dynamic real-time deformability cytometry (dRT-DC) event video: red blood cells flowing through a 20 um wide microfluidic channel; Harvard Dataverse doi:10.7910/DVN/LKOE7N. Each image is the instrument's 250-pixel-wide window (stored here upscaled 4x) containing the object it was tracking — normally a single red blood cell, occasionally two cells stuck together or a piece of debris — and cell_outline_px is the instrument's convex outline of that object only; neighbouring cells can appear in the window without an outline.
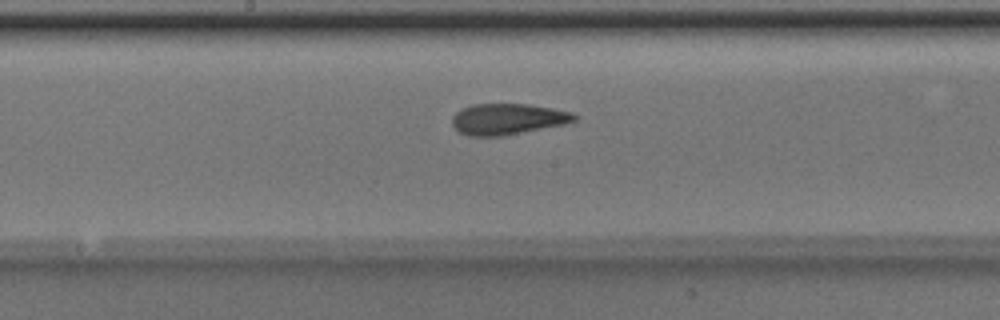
{"species": "Egyptian fruit bat (a non-hibernating species)", "species_latin": "Rousettus aegyptiacus", "temperature_condition": "room temperature", "stored_images_in_passage": 51, "camera_frame_rate_fps": 3000, "um_per_image_px": 0.085, "animal": {"sex": "male"}, "frame": {"image": 1, "passage_image": 27, "time_ms": 8.667, "image_size_px": [1000, 320], "cell_outline_px": [[576, 120], [564, 124], [500, 136], [468, 136], [460, 132], [452, 124], [452, 116], [456, 112], [472, 104], [528, 104], [552, 108], [572, 112], [576, 116]], "centroid_in_image_um": [43.13, 10.11], "position_along_channel_um": 205.1, "area_um2": 21.85}}
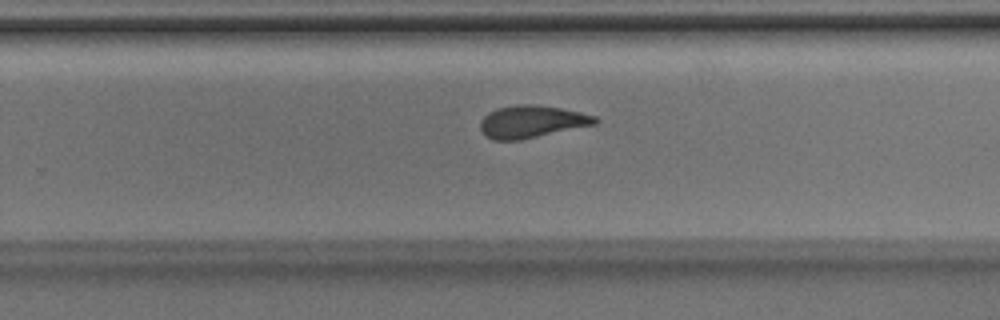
{"frame": {"image": 2, "passage_image": 33, "time_ms": 10.667, "image_size_px": [1000, 320], "cell_outline_px": [[600, 120], [596, 124], [520, 140], [492, 140], [480, 128], [480, 120], [488, 112], [500, 108], [516, 104], [536, 104], [560, 108], [580, 112], [596, 116]], "centroid_in_image_um": [45.21, 10.33], "position_along_channel_um": 284.6, "area_um2": 21.56}}
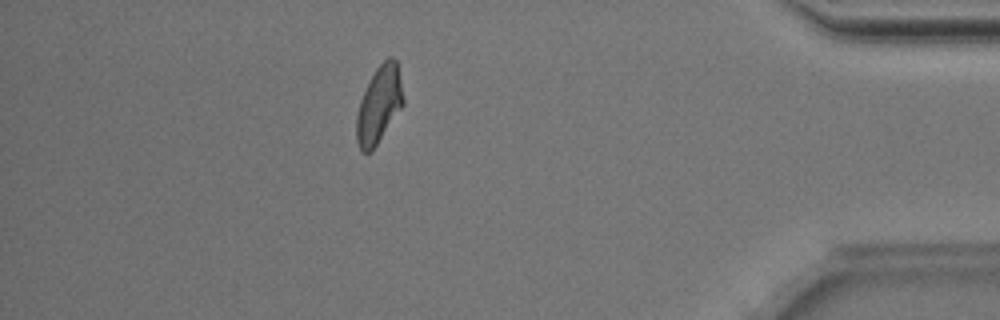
{"frame": {"image": 3, "passage_image": 45, "time_ms": 14.667, "image_size_px": [1000, 320], "cell_outline_px": [[404, 104], [372, 152], [360, 152], [356, 140], [356, 116], [360, 100], [376, 68], [388, 56], [392, 56], [396, 60], [404, 96]], "centroid_in_image_um": [32.22, 8.93], "position_along_channel_um": 403.0, "area_um2": 20.98}, "authors_computed_cell_mechanics": {"area_um2": 21.8484, "velocity_mm_per_s": 4.001, "shape_relaxation_time_tau1_ms": 5.3554, "shape_relaxation_time_tau2_ms": 1.463, "deformation_change_tau1": 0.1573, "deformation_change_tau2": 0.0741}}